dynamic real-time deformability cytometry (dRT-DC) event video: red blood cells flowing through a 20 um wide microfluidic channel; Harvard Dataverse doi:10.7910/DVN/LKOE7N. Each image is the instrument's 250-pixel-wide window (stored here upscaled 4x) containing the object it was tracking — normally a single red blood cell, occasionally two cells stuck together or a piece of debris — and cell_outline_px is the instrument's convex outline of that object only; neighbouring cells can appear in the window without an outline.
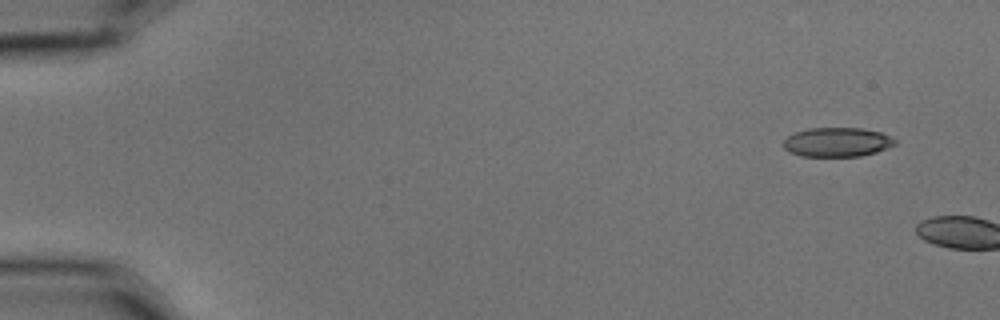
{"species": "common noctule bat (a hibernating species)", "species_latin": "Nyctalus noctula", "temperature_condition": "cold", "stored_images_in_passage": 2, "camera_frame_rate_fps": 3000, "um_per_image_px": 0.085, "animal": {"sex": "male", "body_mass_g": 15.6}, "frame": {"image": 1, "passage_image": 1, "time_ms": 0.0, "image_size_px": [1000, 320], "cell_outline_px": [[896, 144], [876, 152], [860, 156], [800, 156], [784, 148], [784, 140], [788, 136], [796, 132], [808, 128], [860, 128], [880, 132], [896, 140]], "centroid_in_image_um": [71.15, 12.08], "position_along_channel_um": 13.8, "area_um2": 18.79}}